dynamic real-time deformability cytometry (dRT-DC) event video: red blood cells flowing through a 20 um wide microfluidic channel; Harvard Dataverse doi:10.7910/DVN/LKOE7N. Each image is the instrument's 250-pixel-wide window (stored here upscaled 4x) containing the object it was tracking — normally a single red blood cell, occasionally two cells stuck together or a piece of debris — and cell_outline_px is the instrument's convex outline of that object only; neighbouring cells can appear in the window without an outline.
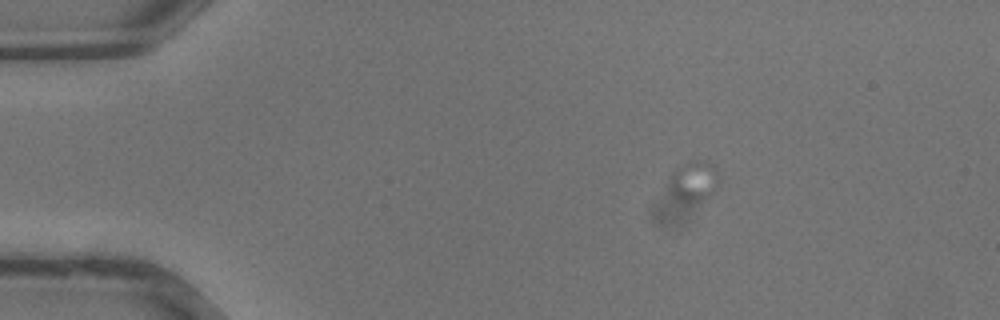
{"species": "common noctule bat (a hibernating species)", "species_latin": "Nyctalus noctula", "temperature_condition": "warm", "stored_images_in_passage": 11, "camera_frame_rate_fps": 3000, "um_per_image_px": 0.085, "animal": {"sex": "male", "body_mass_g": 13.3}, "frame": {"image": 1, "passage_image": 1, "time_ms": 0.0, "image_size_px": [1000, 320], "cell_outline_px": [[720, 180], [716, 192], [712, 196], [700, 200], [688, 200], [676, 196], [672, 180], [672, 172], [676, 164], [688, 160], [708, 160], [716, 168]], "centroid_in_image_um": [59.1, 15.28], "position_along_channel_um": 25.9, "area_um2": 11.56}}